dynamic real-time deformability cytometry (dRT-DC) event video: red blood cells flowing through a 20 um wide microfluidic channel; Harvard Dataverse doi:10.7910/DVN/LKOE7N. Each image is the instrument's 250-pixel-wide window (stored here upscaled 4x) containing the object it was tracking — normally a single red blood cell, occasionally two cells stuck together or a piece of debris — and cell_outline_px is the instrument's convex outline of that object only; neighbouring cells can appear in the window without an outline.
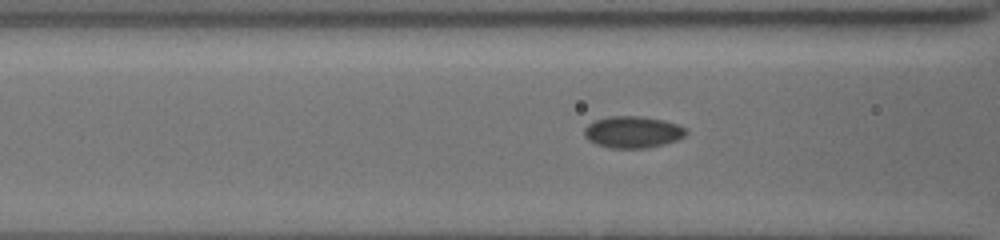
{"species": "common noctule bat (a hibernating species)", "species_latin": "Nyctalus noctula", "temperature_condition": "cold", "stored_images_in_passage": 28, "camera_frame_rate_fps": 3000, "um_per_image_px": 0.085, "animal": {"sex": "female", "body_mass_g": 19.5, "forearm_length_mm": 54.1}, "frame": {"image": 1, "passage_image": 4, "time_ms": 1.0, "image_size_px": [1000, 240], "cell_outline_px": [[688, 132], [684, 136], [676, 140], [664, 144], [648, 148], [608, 148], [596, 144], [588, 140], [584, 136], [584, 128], [588, 124], [596, 120], [608, 116], [640, 116], [664, 120], [676, 124], [684, 128]], "centroid_in_image_um": [53.75, 11.23], "position_along_channel_um": 112.8, "area_um2": 18.84}}
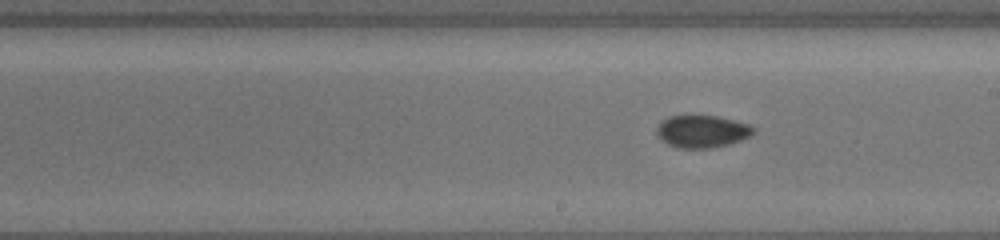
{"frame": {"image": 2, "passage_image": 13, "time_ms": 4.0, "image_size_px": [1000, 240], "cell_outline_px": [[756, 132], [752, 136], [728, 144], [708, 148], [676, 148], [660, 140], [656, 136], [656, 128], [668, 116], [716, 116], [748, 124], [756, 128]], "centroid_in_image_um": [59.67, 11.18], "position_along_channel_um": 229.3, "area_um2": 18.26}}
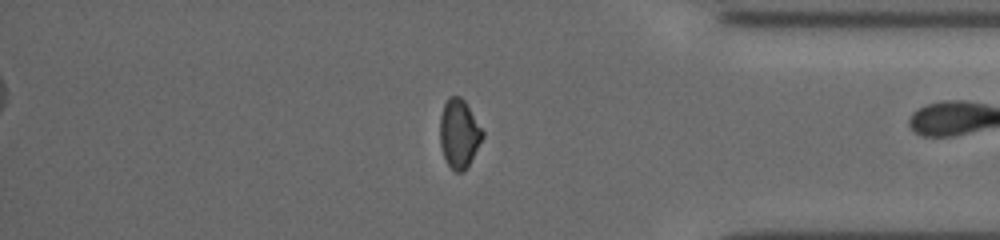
{"frame": {"image": 3, "passage_image": 27, "time_ms": 8.667, "image_size_px": [1000, 240], "cell_outline_px": [[484, 136], [464, 172], [456, 172], [448, 164], [444, 156], [440, 144], [440, 116], [444, 104], [448, 96], [460, 96], [464, 100], [484, 132]], "centroid_in_image_um": [39.01, 11.34], "position_along_channel_um": 396.2, "area_um2": 16.88}}